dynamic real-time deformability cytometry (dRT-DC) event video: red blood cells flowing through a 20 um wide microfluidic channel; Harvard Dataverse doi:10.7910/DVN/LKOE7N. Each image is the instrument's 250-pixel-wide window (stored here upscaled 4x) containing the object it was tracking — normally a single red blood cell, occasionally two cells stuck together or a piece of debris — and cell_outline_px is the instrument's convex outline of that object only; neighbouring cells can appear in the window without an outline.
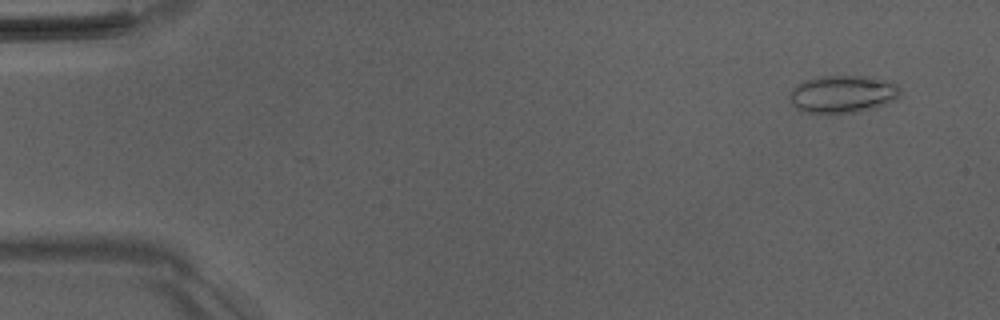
{"species": "Egyptian fruit bat (a non-hibernating species)", "species_latin": "Rousettus aegyptiacus", "temperature_condition": "room temperature", "stored_images_in_passage": 13, "camera_frame_rate_fps": 3000, "um_per_image_px": 0.085, "animal": {"sex": "male"}, "frame": {"image": 1, "passage_image": 4, "time_ms": 1.0, "image_size_px": [1000, 320], "cell_outline_px": [[900, 96], [876, 108], [860, 112], [804, 112], [796, 108], [792, 104], [788, 96], [792, 88], [808, 80], [820, 76], [864, 76], [892, 80], [900, 88]], "centroid_in_image_um": [71.66, 7.99], "position_along_channel_um": 13.3, "area_um2": 24.1}}